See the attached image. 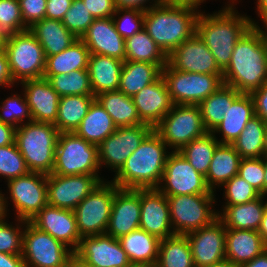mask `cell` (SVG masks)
Listing matches in <instances>:
<instances>
[{"mask_svg":"<svg viewBox=\"0 0 267 267\" xmlns=\"http://www.w3.org/2000/svg\"><path fill=\"white\" fill-rule=\"evenodd\" d=\"M29 172L26 161L15 142L0 147V176H3L6 182Z\"/></svg>","mask_w":267,"mask_h":267,"instance_id":"45","label":"cell"},{"mask_svg":"<svg viewBox=\"0 0 267 267\" xmlns=\"http://www.w3.org/2000/svg\"><path fill=\"white\" fill-rule=\"evenodd\" d=\"M127 267H156V265H153V264H130Z\"/></svg>","mask_w":267,"mask_h":267,"instance_id":"70","label":"cell"},{"mask_svg":"<svg viewBox=\"0 0 267 267\" xmlns=\"http://www.w3.org/2000/svg\"><path fill=\"white\" fill-rule=\"evenodd\" d=\"M90 51L125 61V39L116 31L113 19H95L80 38Z\"/></svg>","mask_w":267,"mask_h":267,"instance_id":"24","label":"cell"},{"mask_svg":"<svg viewBox=\"0 0 267 267\" xmlns=\"http://www.w3.org/2000/svg\"><path fill=\"white\" fill-rule=\"evenodd\" d=\"M266 196L239 205H222L217 218L227 229H246L258 231L267 206Z\"/></svg>","mask_w":267,"mask_h":267,"instance_id":"28","label":"cell"},{"mask_svg":"<svg viewBox=\"0 0 267 267\" xmlns=\"http://www.w3.org/2000/svg\"><path fill=\"white\" fill-rule=\"evenodd\" d=\"M255 116L254 100L251 94L242 93L228 108L220 125L211 133L221 134L216 139L220 144H233L246 124Z\"/></svg>","mask_w":267,"mask_h":267,"instance_id":"26","label":"cell"},{"mask_svg":"<svg viewBox=\"0 0 267 267\" xmlns=\"http://www.w3.org/2000/svg\"><path fill=\"white\" fill-rule=\"evenodd\" d=\"M29 222L37 229L62 242L73 252L77 250L81 237L72 210L47 204Z\"/></svg>","mask_w":267,"mask_h":267,"instance_id":"19","label":"cell"},{"mask_svg":"<svg viewBox=\"0 0 267 267\" xmlns=\"http://www.w3.org/2000/svg\"><path fill=\"white\" fill-rule=\"evenodd\" d=\"M206 0H160L161 4H175V5H190L196 8H201V3ZM200 6V7H199Z\"/></svg>","mask_w":267,"mask_h":267,"instance_id":"62","label":"cell"},{"mask_svg":"<svg viewBox=\"0 0 267 267\" xmlns=\"http://www.w3.org/2000/svg\"><path fill=\"white\" fill-rule=\"evenodd\" d=\"M140 189H121L116 185L106 234L119 239L140 228Z\"/></svg>","mask_w":267,"mask_h":267,"instance_id":"22","label":"cell"},{"mask_svg":"<svg viewBox=\"0 0 267 267\" xmlns=\"http://www.w3.org/2000/svg\"><path fill=\"white\" fill-rule=\"evenodd\" d=\"M116 128L112 117L95 99L74 133L87 142L99 146Z\"/></svg>","mask_w":267,"mask_h":267,"instance_id":"33","label":"cell"},{"mask_svg":"<svg viewBox=\"0 0 267 267\" xmlns=\"http://www.w3.org/2000/svg\"><path fill=\"white\" fill-rule=\"evenodd\" d=\"M24 25L30 28L45 18L47 0H18Z\"/></svg>","mask_w":267,"mask_h":267,"instance_id":"52","label":"cell"},{"mask_svg":"<svg viewBox=\"0 0 267 267\" xmlns=\"http://www.w3.org/2000/svg\"><path fill=\"white\" fill-rule=\"evenodd\" d=\"M153 130L147 124L119 127L98 146V161L102 169L106 167L115 174L125 164L145 137Z\"/></svg>","mask_w":267,"mask_h":267,"instance_id":"15","label":"cell"},{"mask_svg":"<svg viewBox=\"0 0 267 267\" xmlns=\"http://www.w3.org/2000/svg\"><path fill=\"white\" fill-rule=\"evenodd\" d=\"M94 20L95 18L82 0H73L62 19V24L80 39Z\"/></svg>","mask_w":267,"mask_h":267,"instance_id":"48","label":"cell"},{"mask_svg":"<svg viewBox=\"0 0 267 267\" xmlns=\"http://www.w3.org/2000/svg\"><path fill=\"white\" fill-rule=\"evenodd\" d=\"M73 0H47L45 18L62 21Z\"/></svg>","mask_w":267,"mask_h":267,"instance_id":"54","label":"cell"},{"mask_svg":"<svg viewBox=\"0 0 267 267\" xmlns=\"http://www.w3.org/2000/svg\"><path fill=\"white\" fill-rule=\"evenodd\" d=\"M167 64H151L125 60L121 69L118 90L133 97L144 87L154 83L162 76Z\"/></svg>","mask_w":267,"mask_h":267,"instance_id":"30","label":"cell"},{"mask_svg":"<svg viewBox=\"0 0 267 267\" xmlns=\"http://www.w3.org/2000/svg\"><path fill=\"white\" fill-rule=\"evenodd\" d=\"M98 146L75 133H59L52 174L99 175Z\"/></svg>","mask_w":267,"mask_h":267,"instance_id":"7","label":"cell"},{"mask_svg":"<svg viewBox=\"0 0 267 267\" xmlns=\"http://www.w3.org/2000/svg\"><path fill=\"white\" fill-rule=\"evenodd\" d=\"M263 241L267 244V206L263 214L262 222L258 230Z\"/></svg>","mask_w":267,"mask_h":267,"instance_id":"65","label":"cell"},{"mask_svg":"<svg viewBox=\"0 0 267 267\" xmlns=\"http://www.w3.org/2000/svg\"><path fill=\"white\" fill-rule=\"evenodd\" d=\"M257 5V12L258 17L261 19L267 18V0H257L255 2Z\"/></svg>","mask_w":267,"mask_h":267,"instance_id":"64","label":"cell"},{"mask_svg":"<svg viewBox=\"0 0 267 267\" xmlns=\"http://www.w3.org/2000/svg\"><path fill=\"white\" fill-rule=\"evenodd\" d=\"M223 82L245 94L267 82V52L253 26L236 43L230 63L223 71Z\"/></svg>","mask_w":267,"mask_h":267,"instance_id":"3","label":"cell"},{"mask_svg":"<svg viewBox=\"0 0 267 267\" xmlns=\"http://www.w3.org/2000/svg\"><path fill=\"white\" fill-rule=\"evenodd\" d=\"M94 100L95 96L86 95L60 97L56 123L54 124L59 133H74L82 119L87 115Z\"/></svg>","mask_w":267,"mask_h":267,"instance_id":"38","label":"cell"},{"mask_svg":"<svg viewBox=\"0 0 267 267\" xmlns=\"http://www.w3.org/2000/svg\"><path fill=\"white\" fill-rule=\"evenodd\" d=\"M28 29L39 41L45 57L62 52L78 39L59 20L44 18Z\"/></svg>","mask_w":267,"mask_h":267,"instance_id":"31","label":"cell"},{"mask_svg":"<svg viewBox=\"0 0 267 267\" xmlns=\"http://www.w3.org/2000/svg\"><path fill=\"white\" fill-rule=\"evenodd\" d=\"M14 85H17V84L13 82L7 55L5 51L2 50L0 51V87L13 88Z\"/></svg>","mask_w":267,"mask_h":267,"instance_id":"56","label":"cell"},{"mask_svg":"<svg viewBox=\"0 0 267 267\" xmlns=\"http://www.w3.org/2000/svg\"><path fill=\"white\" fill-rule=\"evenodd\" d=\"M264 173L263 158H242L237 175L264 195Z\"/></svg>","mask_w":267,"mask_h":267,"instance_id":"51","label":"cell"},{"mask_svg":"<svg viewBox=\"0 0 267 267\" xmlns=\"http://www.w3.org/2000/svg\"><path fill=\"white\" fill-rule=\"evenodd\" d=\"M9 210L7 209L6 205V198H5V193L3 194L0 191V222L4 221L8 215Z\"/></svg>","mask_w":267,"mask_h":267,"instance_id":"66","label":"cell"},{"mask_svg":"<svg viewBox=\"0 0 267 267\" xmlns=\"http://www.w3.org/2000/svg\"><path fill=\"white\" fill-rule=\"evenodd\" d=\"M123 61L99 54H90L88 72L93 95L116 91L119 87Z\"/></svg>","mask_w":267,"mask_h":267,"instance_id":"29","label":"cell"},{"mask_svg":"<svg viewBox=\"0 0 267 267\" xmlns=\"http://www.w3.org/2000/svg\"><path fill=\"white\" fill-rule=\"evenodd\" d=\"M156 267H195L186 235H173L160 240Z\"/></svg>","mask_w":267,"mask_h":267,"instance_id":"40","label":"cell"},{"mask_svg":"<svg viewBox=\"0 0 267 267\" xmlns=\"http://www.w3.org/2000/svg\"><path fill=\"white\" fill-rule=\"evenodd\" d=\"M22 84L32 121L56 123L60 96L45 78L26 80Z\"/></svg>","mask_w":267,"mask_h":267,"instance_id":"25","label":"cell"},{"mask_svg":"<svg viewBox=\"0 0 267 267\" xmlns=\"http://www.w3.org/2000/svg\"><path fill=\"white\" fill-rule=\"evenodd\" d=\"M59 131L52 123L30 121L15 131V143L31 172L51 174Z\"/></svg>","mask_w":267,"mask_h":267,"instance_id":"5","label":"cell"},{"mask_svg":"<svg viewBox=\"0 0 267 267\" xmlns=\"http://www.w3.org/2000/svg\"><path fill=\"white\" fill-rule=\"evenodd\" d=\"M17 223L0 222V252L6 254H22L23 233L27 221L17 219Z\"/></svg>","mask_w":267,"mask_h":267,"instance_id":"49","label":"cell"},{"mask_svg":"<svg viewBox=\"0 0 267 267\" xmlns=\"http://www.w3.org/2000/svg\"><path fill=\"white\" fill-rule=\"evenodd\" d=\"M23 96L13 94L6 97L0 106V121L18 128L22 124L32 121L29 105L27 104L24 93ZM24 97V98H23ZM27 119V120H26ZM26 121V122H25Z\"/></svg>","mask_w":267,"mask_h":267,"instance_id":"44","label":"cell"},{"mask_svg":"<svg viewBox=\"0 0 267 267\" xmlns=\"http://www.w3.org/2000/svg\"><path fill=\"white\" fill-rule=\"evenodd\" d=\"M201 267H240V265L235 264L231 260L225 258L215 264L201 266Z\"/></svg>","mask_w":267,"mask_h":267,"instance_id":"67","label":"cell"},{"mask_svg":"<svg viewBox=\"0 0 267 267\" xmlns=\"http://www.w3.org/2000/svg\"><path fill=\"white\" fill-rule=\"evenodd\" d=\"M267 123L254 116L232 144L241 158H262L266 154Z\"/></svg>","mask_w":267,"mask_h":267,"instance_id":"39","label":"cell"},{"mask_svg":"<svg viewBox=\"0 0 267 267\" xmlns=\"http://www.w3.org/2000/svg\"><path fill=\"white\" fill-rule=\"evenodd\" d=\"M115 194L116 184L102 181L73 210L81 238L106 233Z\"/></svg>","mask_w":267,"mask_h":267,"instance_id":"10","label":"cell"},{"mask_svg":"<svg viewBox=\"0 0 267 267\" xmlns=\"http://www.w3.org/2000/svg\"><path fill=\"white\" fill-rule=\"evenodd\" d=\"M239 91L228 85L221 86L200 104L202 122L207 132H212L222 122L228 108L241 95Z\"/></svg>","mask_w":267,"mask_h":267,"instance_id":"37","label":"cell"},{"mask_svg":"<svg viewBox=\"0 0 267 267\" xmlns=\"http://www.w3.org/2000/svg\"><path fill=\"white\" fill-rule=\"evenodd\" d=\"M226 229L217 218L210 225L186 234L195 267L215 264L226 258Z\"/></svg>","mask_w":267,"mask_h":267,"instance_id":"20","label":"cell"},{"mask_svg":"<svg viewBox=\"0 0 267 267\" xmlns=\"http://www.w3.org/2000/svg\"><path fill=\"white\" fill-rule=\"evenodd\" d=\"M264 165V196H267V153L262 157Z\"/></svg>","mask_w":267,"mask_h":267,"instance_id":"68","label":"cell"},{"mask_svg":"<svg viewBox=\"0 0 267 267\" xmlns=\"http://www.w3.org/2000/svg\"><path fill=\"white\" fill-rule=\"evenodd\" d=\"M235 1L239 2L229 0V4L213 14L200 10L196 19V33L213 54L222 71L229 65L236 43L253 26L251 16L238 13Z\"/></svg>","mask_w":267,"mask_h":267,"instance_id":"1","label":"cell"},{"mask_svg":"<svg viewBox=\"0 0 267 267\" xmlns=\"http://www.w3.org/2000/svg\"><path fill=\"white\" fill-rule=\"evenodd\" d=\"M15 131L14 126L0 121V147L15 142Z\"/></svg>","mask_w":267,"mask_h":267,"instance_id":"58","label":"cell"},{"mask_svg":"<svg viewBox=\"0 0 267 267\" xmlns=\"http://www.w3.org/2000/svg\"><path fill=\"white\" fill-rule=\"evenodd\" d=\"M132 99L141 122L153 129L174 105L162 76L140 90Z\"/></svg>","mask_w":267,"mask_h":267,"instance_id":"23","label":"cell"},{"mask_svg":"<svg viewBox=\"0 0 267 267\" xmlns=\"http://www.w3.org/2000/svg\"><path fill=\"white\" fill-rule=\"evenodd\" d=\"M219 144L216 135L207 132L204 136L194 139L183 146L179 152L197 172L206 176L214 151Z\"/></svg>","mask_w":267,"mask_h":267,"instance_id":"42","label":"cell"},{"mask_svg":"<svg viewBox=\"0 0 267 267\" xmlns=\"http://www.w3.org/2000/svg\"><path fill=\"white\" fill-rule=\"evenodd\" d=\"M199 12L190 5L159 3L144 12V30L168 56L196 32Z\"/></svg>","mask_w":267,"mask_h":267,"instance_id":"4","label":"cell"},{"mask_svg":"<svg viewBox=\"0 0 267 267\" xmlns=\"http://www.w3.org/2000/svg\"><path fill=\"white\" fill-rule=\"evenodd\" d=\"M95 19L110 18L116 12L115 0H82Z\"/></svg>","mask_w":267,"mask_h":267,"instance_id":"53","label":"cell"},{"mask_svg":"<svg viewBox=\"0 0 267 267\" xmlns=\"http://www.w3.org/2000/svg\"><path fill=\"white\" fill-rule=\"evenodd\" d=\"M68 267H95L86 261L80 259L75 253H73Z\"/></svg>","mask_w":267,"mask_h":267,"instance_id":"63","label":"cell"},{"mask_svg":"<svg viewBox=\"0 0 267 267\" xmlns=\"http://www.w3.org/2000/svg\"><path fill=\"white\" fill-rule=\"evenodd\" d=\"M162 77L174 105H199L224 85L223 75L179 71L168 63L162 69Z\"/></svg>","mask_w":267,"mask_h":267,"instance_id":"9","label":"cell"},{"mask_svg":"<svg viewBox=\"0 0 267 267\" xmlns=\"http://www.w3.org/2000/svg\"><path fill=\"white\" fill-rule=\"evenodd\" d=\"M100 175L47 174L48 204L61 209L74 210L102 181Z\"/></svg>","mask_w":267,"mask_h":267,"instance_id":"16","label":"cell"},{"mask_svg":"<svg viewBox=\"0 0 267 267\" xmlns=\"http://www.w3.org/2000/svg\"><path fill=\"white\" fill-rule=\"evenodd\" d=\"M9 196H5L6 205L13 203L16 218L29 222L43 207L48 204L47 174L29 172L7 181ZM9 203V204H8Z\"/></svg>","mask_w":267,"mask_h":267,"instance_id":"13","label":"cell"},{"mask_svg":"<svg viewBox=\"0 0 267 267\" xmlns=\"http://www.w3.org/2000/svg\"><path fill=\"white\" fill-rule=\"evenodd\" d=\"M90 51L81 39H77L62 52L46 57L44 75L70 74L76 70H88Z\"/></svg>","mask_w":267,"mask_h":267,"instance_id":"35","label":"cell"},{"mask_svg":"<svg viewBox=\"0 0 267 267\" xmlns=\"http://www.w3.org/2000/svg\"><path fill=\"white\" fill-rule=\"evenodd\" d=\"M144 12L138 8H117L112 15L116 31L125 40L140 32L144 28Z\"/></svg>","mask_w":267,"mask_h":267,"instance_id":"46","label":"cell"},{"mask_svg":"<svg viewBox=\"0 0 267 267\" xmlns=\"http://www.w3.org/2000/svg\"><path fill=\"white\" fill-rule=\"evenodd\" d=\"M43 78L49 81L60 97L70 95L94 96L88 70H76L70 74L43 75Z\"/></svg>","mask_w":267,"mask_h":267,"instance_id":"43","label":"cell"},{"mask_svg":"<svg viewBox=\"0 0 267 267\" xmlns=\"http://www.w3.org/2000/svg\"><path fill=\"white\" fill-rule=\"evenodd\" d=\"M4 51L14 83L43 78L46 57L29 29L7 36Z\"/></svg>","mask_w":267,"mask_h":267,"instance_id":"6","label":"cell"},{"mask_svg":"<svg viewBox=\"0 0 267 267\" xmlns=\"http://www.w3.org/2000/svg\"><path fill=\"white\" fill-rule=\"evenodd\" d=\"M168 149L153 129L114 174L111 181L121 189L157 188L170 153Z\"/></svg>","mask_w":267,"mask_h":267,"instance_id":"2","label":"cell"},{"mask_svg":"<svg viewBox=\"0 0 267 267\" xmlns=\"http://www.w3.org/2000/svg\"><path fill=\"white\" fill-rule=\"evenodd\" d=\"M73 253L50 234L26 222L22 251L26 267H68Z\"/></svg>","mask_w":267,"mask_h":267,"instance_id":"12","label":"cell"},{"mask_svg":"<svg viewBox=\"0 0 267 267\" xmlns=\"http://www.w3.org/2000/svg\"><path fill=\"white\" fill-rule=\"evenodd\" d=\"M267 249L256 230L226 229L225 257L235 264L250 262Z\"/></svg>","mask_w":267,"mask_h":267,"instance_id":"27","label":"cell"},{"mask_svg":"<svg viewBox=\"0 0 267 267\" xmlns=\"http://www.w3.org/2000/svg\"><path fill=\"white\" fill-rule=\"evenodd\" d=\"M118 240L131 264H156L160 243L157 237L138 228Z\"/></svg>","mask_w":267,"mask_h":267,"instance_id":"34","label":"cell"},{"mask_svg":"<svg viewBox=\"0 0 267 267\" xmlns=\"http://www.w3.org/2000/svg\"><path fill=\"white\" fill-rule=\"evenodd\" d=\"M157 189L166 197L216 194V192L214 193L208 188L205 176L197 172L179 151H171L169 153L162 180Z\"/></svg>","mask_w":267,"mask_h":267,"instance_id":"14","label":"cell"},{"mask_svg":"<svg viewBox=\"0 0 267 267\" xmlns=\"http://www.w3.org/2000/svg\"><path fill=\"white\" fill-rule=\"evenodd\" d=\"M28 30L18 0H0V31L7 37Z\"/></svg>","mask_w":267,"mask_h":267,"instance_id":"50","label":"cell"},{"mask_svg":"<svg viewBox=\"0 0 267 267\" xmlns=\"http://www.w3.org/2000/svg\"><path fill=\"white\" fill-rule=\"evenodd\" d=\"M168 64L179 71L223 75L213 54L196 32L168 55Z\"/></svg>","mask_w":267,"mask_h":267,"instance_id":"17","label":"cell"},{"mask_svg":"<svg viewBox=\"0 0 267 267\" xmlns=\"http://www.w3.org/2000/svg\"><path fill=\"white\" fill-rule=\"evenodd\" d=\"M74 253L95 267H127L131 264L119 240L106 233L82 237Z\"/></svg>","mask_w":267,"mask_h":267,"instance_id":"18","label":"cell"},{"mask_svg":"<svg viewBox=\"0 0 267 267\" xmlns=\"http://www.w3.org/2000/svg\"><path fill=\"white\" fill-rule=\"evenodd\" d=\"M215 194L168 196L170 221L177 235H186L217 219ZM213 208V209H212Z\"/></svg>","mask_w":267,"mask_h":267,"instance_id":"8","label":"cell"},{"mask_svg":"<svg viewBox=\"0 0 267 267\" xmlns=\"http://www.w3.org/2000/svg\"><path fill=\"white\" fill-rule=\"evenodd\" d=\"M150 1L151 0H115V4H116L117 8H138V9H141L143 11H146L151 6H154V5L160 3V0H152L151 2ZM148 2H149V4H148ZM146 4H147V6H146Z\"/></svg>","mask_w":267,"mask_h":267,"instance_id":"57","label":"cell"},{"mask_svg":"<svg viewBox=\"0 0 267 267\" xmlns=\"http://www.w3.org/2000/svg\"><path fill=\"white\" fill-rule=\"evenodd\" d=\"M6 36L0 31V51L4 50Z\"/></svg>","mask_w":267,"mask_h":267,"instance_id":"69","label":"cell"},{"mask_svg":"<svg viewBox=\"0 0 267 267\" xmlns=\"http://www.w3.org/2000/svg\"><path fill=\"white\" fill-rule=\"evenodd\" d=\"M125 60L167 64L168 56L143 28L125 40Z\"/></svg>","mask_w":267,"mask_h":267,"instance_id":"41","label":"cell"},{"mask_svg":"<svg viewBox=\"0 0 267 267\" xmlns=\"http://www.w3.org/2000/svg\"><path fill=\"white\" fill-rule=\"evenodd\" d=\"M140 228L163 240L175 235L167 197L157 188L140 189Z\"/></svg>","mask_w":267,"mask_h":267,"instance_id":"21","label":"cell"},{"mask_svg":"<svg viewBox=\"0 0 267 267\" xmlns=\"http://www.w3.org/2000/svg\"><path fill=\"white\" fill-rule=\"evenodd\" d=\"M99 104L112 117L117 128L143 124L132 97L119 90L102 92L95 96Z\"/></svg>","mask_w":267,"mask_h":267,"instance_id":"36","label":"cell"},{"mask_svg":"<svg viewBox=\"0 0 267 267\" xmlns=\"http://www.w3.org/2000/svg\"><path fill=\"white\" fill-rule=\"evenodd\" d=\"M250 21L252 22V25L253 27L256 29V31L259 33L261 39H262V42H263V45L266 49V52H267V18H264V19H261L260 21H263L261 22L263 25V27H261L259 25V22H255L254 21V18H250ZM265 28V29H264ZM264 29V30H263Z\"/></svg>","mask_w":267,"mask_h":267,"instance_id":"60","label":"cell"},{"mask_svg":"<svg viewBox=\"0 0 267 267\" xmlns=\"http://www.w3.org/2000/svg\"><path fill=\"white\" fill-rule=\"evenodd\" d=\"M0 267H26L22 254L0 252Z\"/></svg>","mask_w":267,"mask_h":267,"instance_id":"59","label":"cell"},{"mask_svg":"<svg viewBox=\"0 0 267 267\" xmlns=\"http://www.w3.org/2000/svg\"><path fill=\"white\" fill-rule=\"evenodd\" d=\"M225 205H239L253 201L261 194L239 175H235L223 186Z\"/></svg>","mask_w":267,"mask_h":267,"instance_id":"47","label":"cell"},{"mask_svg":"<svg viewBox=\"0 0 267 267\" xmlns=\"http://www.w3.org/2000/svg\"><path fill=\"white\" fill-rule=\"evenodd\" d=\"M241 156L232 144H219L213 154L205 180L208 188L216 191L238 174Z\"/></svg>","mask_w":267,"mask_h":267,"instance_id":"32","label":"cell"},{"mask_svg":"<svg viewBox=\"0 0 267 267\" xmlns=\"http://www.w3.org/2000/svg\"><path fill=\"white\" fill-rule=\"evenodd\" d=\"M254 100L255 115L267 123V82L251 93Z\"/></svg>","mask_w":267,"mask_h":267,"instance_id":"55","label":"cell"},{"mask_svg":"<svg viewBox=\"0 0 267 267\" xmlns=\"http://www.w3.org/2000/svg\"><path fill=\"white\" fill-rule=\"evenodd\" d=\"M240 267H267V249L250 262L240 265Z\"/></svg>","mask_w":267,"mask_h":267,"instance_id":"61","label":"cell"},{"mask_svg":"<svg viewBox=\"0 0 267 267\" xmlns=\"http://www.w3.org/2000/svg\"><path fill=\"white\" fill-rule=\"evenodd\" d=\"M154 130L172 151L207 133L199 105H173Z\"/></svg>","mask_w":267,"mask_h":267,"instance_id":"11","label":"cell"}]
</instances>
